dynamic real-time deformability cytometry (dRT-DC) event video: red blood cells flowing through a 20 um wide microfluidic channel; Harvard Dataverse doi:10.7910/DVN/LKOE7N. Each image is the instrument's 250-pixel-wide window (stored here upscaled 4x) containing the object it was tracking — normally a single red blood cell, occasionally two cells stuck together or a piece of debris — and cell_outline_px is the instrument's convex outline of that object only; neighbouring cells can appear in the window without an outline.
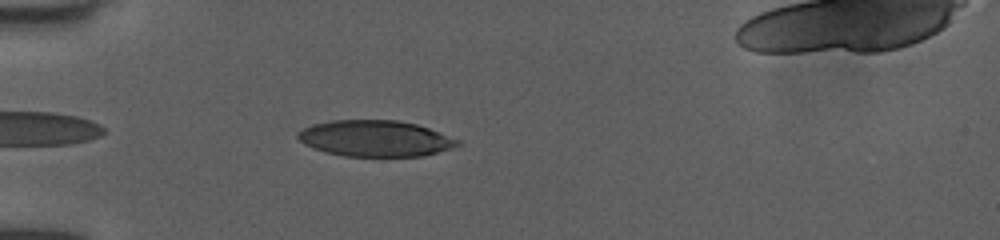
{"species": "human", "species_latin": "Homo sapiens", "temperature_condition": "room temperature", "stored_images_in_passage": 35, "camera_frame_rate_fps": 3000, "um_per_image_px": 0.085, "donor": {"sex": "female"}, "frame": {"image": 1, "passage_image": 3, "time_ms": 0.667, "image_size_px": [1000, 240], "cell_outline_px": [[460, 144], [452, 148], [424, 156], [344, 156], [312, 148], [304, 144], [296, 136], [296, 132], [312, 124], [332, 120], [396, 120], [416, 124], [428, 128], [460, 140]], "centroid_in_image_um": [31.88, 11.76], "position_along_channel_um": 53.1, "area_um2": 33.58}}
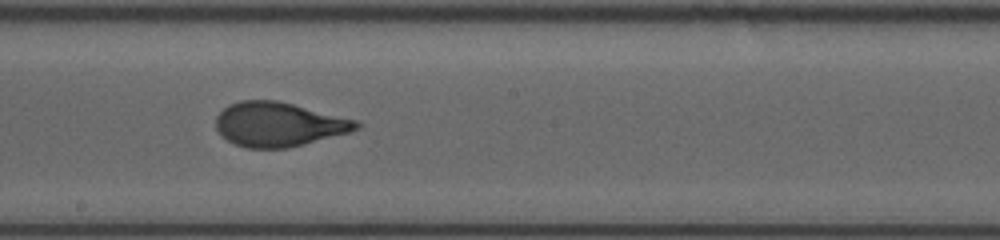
{"frame": {"image": 2, "passage_image": 17, "time_ms": 5.333, "image_size_px": [1000, 240], "cell_outline_px": [[364, 124], [360, 128], [348, 132], [288, 148], [248, 148], [236, 144], [228, 140], [216, 128], [216, 116], [228, 104], [240, 100], [276, 100], [360, 120]], "centroid_in_image_um": [23.72, 10.55], "position_along_channel_um": 224.5, "area_um2": 36.18}}
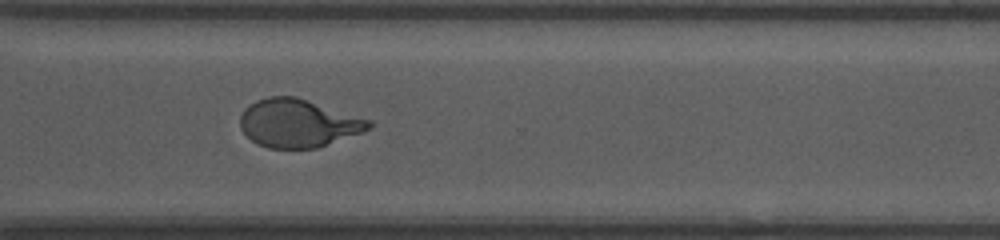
{"frame": {"image": 3, "passage_image": 26, "time_ms": 8.333, "image_size_px": [1000, 240], "cell_outline_px": [[372, 128], [316, 148], [268, 148], [256, 144], [240, 128], [240, 116], [244, 108], [248, 104], [256, 100], [268, 96], [296, 96], [372, 120]], "centroid_in_image_um": [25.32, 10.45], "position_along_channel_um": 345.3, "area_um2": 36.13}, "authors_computed_cell_mechanics": {"area_um2": 36.1828, "velocity_mm_per_s": 4.0416, "shape_relaxation_time_tau1_ms": 3.9886, "shape_relaxation_time_tau2_ms": 0.5801, "deformation_change_tau1": 0.1708, "deformation_change_tau2": 0.0682}}